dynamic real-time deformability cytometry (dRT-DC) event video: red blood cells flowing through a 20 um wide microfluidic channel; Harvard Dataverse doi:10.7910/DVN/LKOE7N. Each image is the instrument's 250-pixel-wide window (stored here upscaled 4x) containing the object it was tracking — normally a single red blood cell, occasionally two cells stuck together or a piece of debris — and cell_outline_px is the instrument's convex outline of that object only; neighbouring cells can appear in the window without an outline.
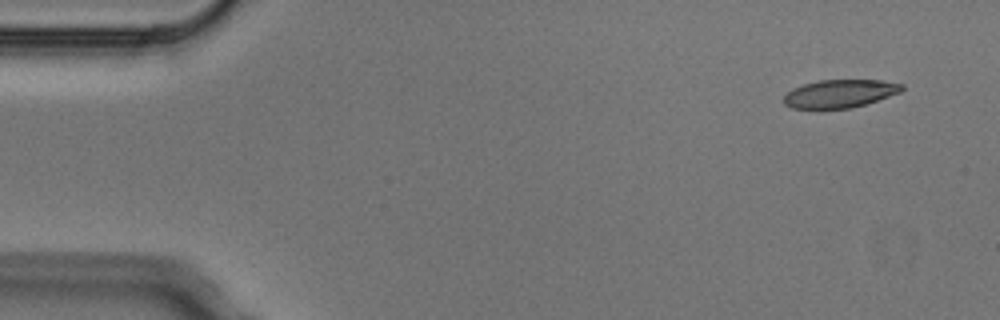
{"species": "Egyptian fruit bat (a non-hibernating species)", "species_latin": "Rousettus aegyptiacus", "temperature_condition": "cold", "stored_images_in_passage": 4, "camera_frame_rate_fps": 3000, "um_per_image_px": 0.085, "animal": {"sex": "male"}, "frame": {"image": 1, "passage_image": 1, "time_ms": 0.0, "image_size_px": [1000, 320], "cell_outline_px": [[904, 88], [900, 92], [852, 108], [816, 112], [792, 108], [784, 104], [784, 96], [792, 88], [804, 84], [820, 80], [880, 80], [904, 84]], "centroid_in_image_um": [71.31, 8.01], "position_along_channel_um": 13.7, "area_um2": 19.94}}
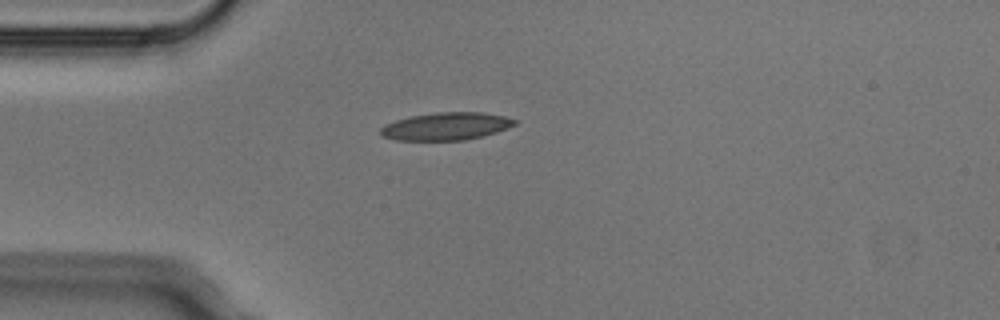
{"frame": {"image": 2, "passage_image": 3, "time_ms": 0.667, "image_size_px": [1000, 320], "cell_outline_px": [[516, 124], [508, 128], [484, 136], [464, 140], [396, 140], [380, 136], [380, 128], [384, 124], [396, 120], [412, 116], [436, 112], [484, 112], [504, 116], [516, 120]], "centroid_in_image_um": [37.91, 10.73], "position_along_channel_um": 47.1, "area_um2": 21.68}}